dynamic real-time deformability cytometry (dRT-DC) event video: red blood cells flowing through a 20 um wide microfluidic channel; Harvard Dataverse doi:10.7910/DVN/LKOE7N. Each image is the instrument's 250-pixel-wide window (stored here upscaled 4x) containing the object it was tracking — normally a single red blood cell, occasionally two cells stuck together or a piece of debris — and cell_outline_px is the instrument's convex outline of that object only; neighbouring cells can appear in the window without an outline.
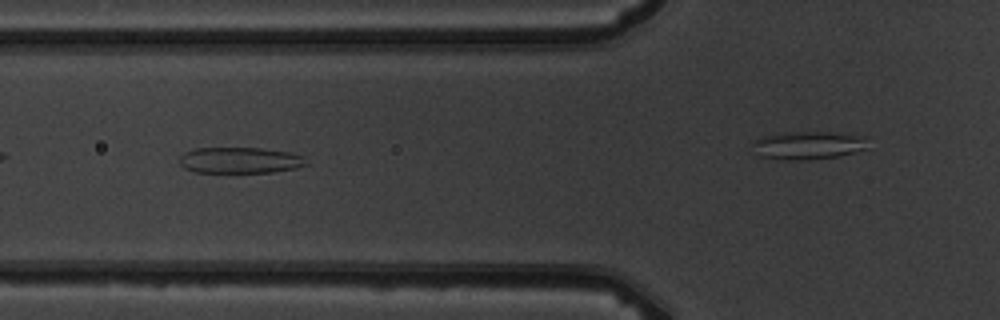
{"species": "common noctule bat (a hibernating species)", "species_latin": "Nyctalus noctula", "temperature_condition": "warm", "stored_images_in_passage": 9, "camera_frame_rate_fps": 3000, "um_per_image_px": 0.085, "animal": {"sex": "male", "body_mass_g": 19.5, "forearm_length_mm": 54.6}, "frame": {"image": 1, "passage_image": 6, "time_ms": 6.667, "image_size_px": [1000, 320], "cell_outline_px": [[308, 164], [296, 168], [272, 172], [192, 172], [184, 168], [180, 164], [180, 156], [184, 152], [196, 148], [260, 148], [288, 152], [304, 156]], "centroid_in_image_um": [20.39, 13.62], "position_along_channel_um": 105.4, "area_um2": 19.25}}
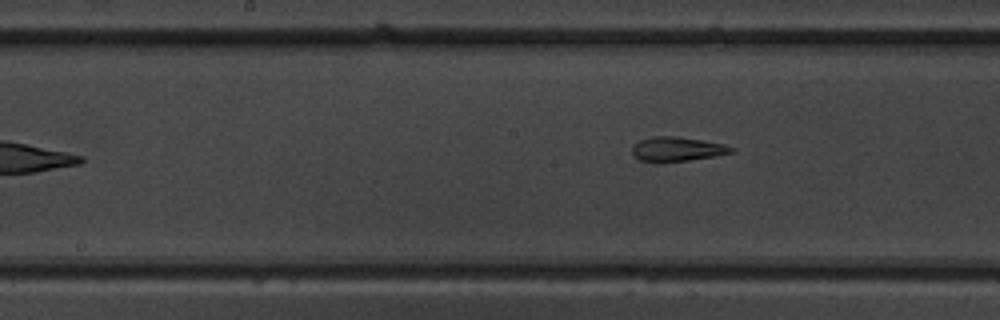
{"frame": {"image": 2, "passage_image": 9, "time_ms": 10.333, "image_size_px": [1000, 320], "cell_outline_px": [[736, 148], [732, 152], [716, 156], [688, 160], [656, 164], [640, 160], [632, 156], [632, 148], [640, 140], [652, 136], [676, 136], [724, 144]], "centroid_in_image_um": [57.51, 12.7], "position_along_channel_um": 190.7, "area_um2": 14.33}}